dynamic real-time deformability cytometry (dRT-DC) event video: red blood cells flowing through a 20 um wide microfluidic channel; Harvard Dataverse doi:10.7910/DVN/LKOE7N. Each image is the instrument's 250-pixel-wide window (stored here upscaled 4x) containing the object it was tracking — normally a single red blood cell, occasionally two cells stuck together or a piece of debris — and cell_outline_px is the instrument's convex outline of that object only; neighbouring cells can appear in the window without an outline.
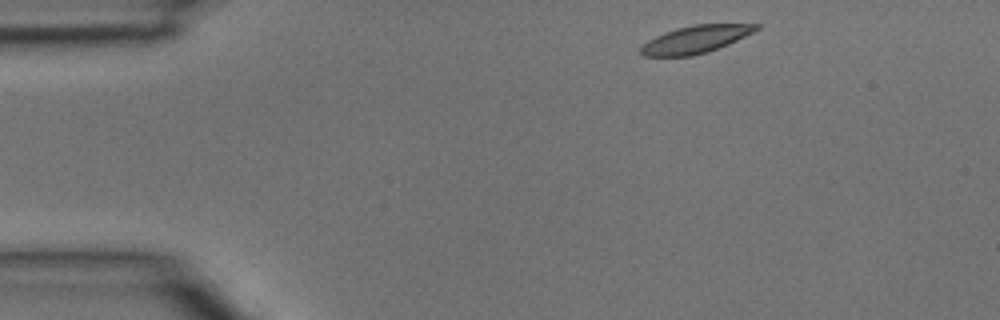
{"species": "common noctule bat (a hibernating species)", "species_latin": "Nyctalus noctula", "temperature_condition": "room temperature", "stored_images_in_passage": 2, "camera_frame_rate_fps": 3000, "um_per_image_px": 0.085, "animal": {"sex": "male", "body_mass_g": 15.6}, "frame": {"image": 1, "passage_image": 1, "time_ms": 0.0, "image_size_px": [1000, 320], "cell_outline_px": [[760, 28], [728, 44], [708, 52], [692, 56], [644, 56], [640, 52], [640, 48], [648, 40], [664, 32], [676, 28], [696, 24], [760, 24]], "centroid_in_image_um": [59.11, 3.35], "position_along_channel_um": 25.9, "area_um2": 18.32}}